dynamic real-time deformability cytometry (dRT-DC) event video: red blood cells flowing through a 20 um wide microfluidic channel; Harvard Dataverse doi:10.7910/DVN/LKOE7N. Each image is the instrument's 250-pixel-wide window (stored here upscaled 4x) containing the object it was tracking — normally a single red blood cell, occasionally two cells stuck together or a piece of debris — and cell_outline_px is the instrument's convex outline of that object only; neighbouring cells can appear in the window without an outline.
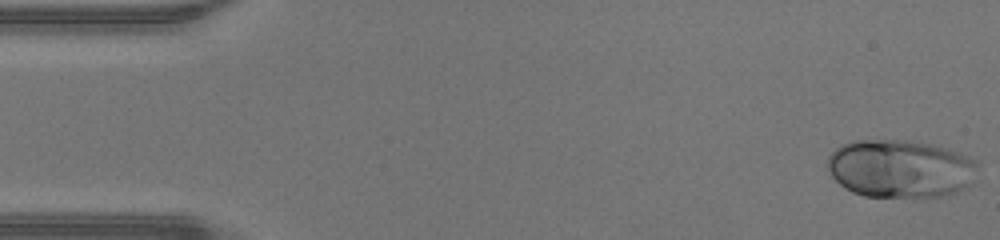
{"species": "human", "species_latin": "Homo sapiens", "temperature_condition": "warm", "stored_images_in_passage": 46, "camera_frame_rate_fps": 3000, "um_per_image_px": 0.085, "donor": {"sex": "male"}, "frame": {"image": 1, "passage_image": 1, "time_ms": 0.0, "image_size_px": [1000, 240], "cell_outline_px": [[976, 168], [972, 184], [956, 192], [944, 196], [864, 196], [852, 192], [844, 188], [832, 176], [824, 164], [828, 156], [840, 144], [852, 140], [904, 140], [932, 144], [948, 148], [960, 152], [976, 160]], "centroid_in_image_um": [76.5, 14.32], "position_along_channel_um": 8.5, "area_um2": 51.15}}
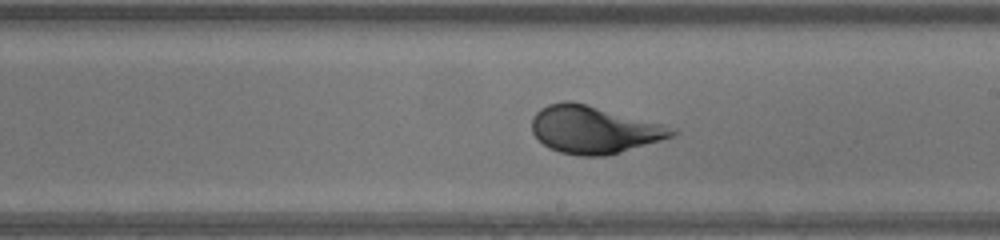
{"frame": {"image": 2, "passage_image": 26, "time_ms": 8.333, "image_size_px": [1000, 240], "cell_outline_px": [[680, 132], [672, 136], [660, 140], [608, 156], [580, 156], [560, 152], [544, 144], [532, 132], [532, 116], [540, 108], [548, 104], [564, 100], [572, 100], [664, 124], [676, 128]], "centroid_in_image_um": [50.49, 11.0], "position_along_channel_um": 238.5, "area_um2": 38.9}}
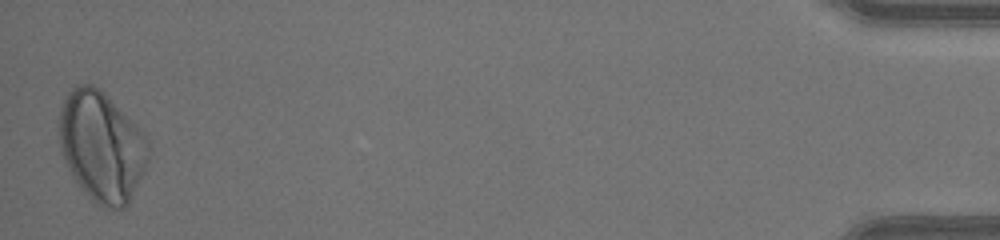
{"frame": {"image": 3, "passage_image": 46, "time_ms": 15.0, "image_size_px": [1000, 240], "cell_outline_px": [[148, 160], [144, 172], [128, 204], [124, 208], [104, 208], [96, 204], [80, 188], [72, 176], [60, 152], [60, 108], [68, 92], [76, 84], [92, 84], [100, 88], [144, 132], [148, 140]], "centroid_in_image_um": [8.64, 12.45], "position_along_channel_um": 426.6, "area_um2": 57.4}, "authors_computed_cell_mechanics": {"area_um2": 44.8528, "velocity_mm_per_s": 4.3389, "shape_relaxation_time_tau1_ms": 2.1116, "shape_relaxation_time_tau2_ms": null, "deformation_change_tau1": 0.1529, "deformation_change_tau2": null}}